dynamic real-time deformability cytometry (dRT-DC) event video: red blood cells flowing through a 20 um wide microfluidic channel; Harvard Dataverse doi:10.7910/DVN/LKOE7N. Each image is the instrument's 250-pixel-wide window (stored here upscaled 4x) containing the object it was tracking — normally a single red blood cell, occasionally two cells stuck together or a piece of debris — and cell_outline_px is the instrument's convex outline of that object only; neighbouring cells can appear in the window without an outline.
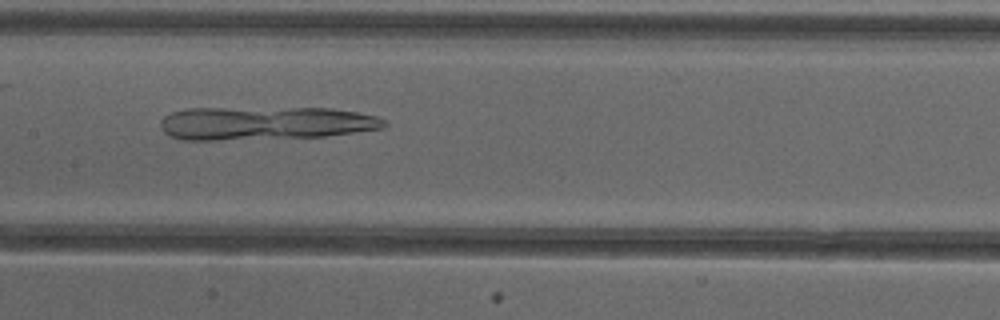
{"species": "common noctule bat (a hibernating species)", "species_latin": "Nyctalus noctula", "temperature_condition": "cold", "stored_images_in_passage": 45, "camera_frame_rate_fps": 3000, "um_per_image_px": 0.085, "animal": {"sex": "female"}, "frame": {"image": 1, "passage_image": 25, "time_ms": 8.0, "image_size_px": [1000, 320], "cell_outline_px": [[388, 124], [384, 128], [324, 136], [216, 140], [184, 140], [172, 136], [164, 132], [160, 124], [160, 120], [164, 116], [172, 112], [188, 108], [332, 108], [356, 112], [376, 116], [388, 120]], "centroid_in_image_um": [22.55, 10.46], "position_along_channel_um": 184.8, "area_um2": 43.47}}
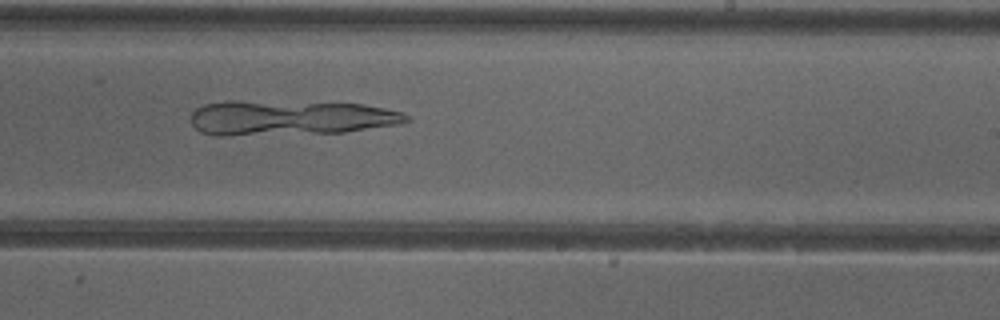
{"frame": {"image": 2, "passage_image": 31, "time_ms": 10.0, "image_size_px": [1000, 320], "cell_outline_px": [[412, 120], [404, 124], [344, 132], [224, 136], [212, 136], [200, 132], [192, 124], [192, 112], [196, 108], [204, 104], [228, 100], [236, 100], [364, 104], [404, 112]], "centroid_in_image_um": [24.67, 10.01], "position_along_channel_um": 264.3, "area_um2": 44.51}}